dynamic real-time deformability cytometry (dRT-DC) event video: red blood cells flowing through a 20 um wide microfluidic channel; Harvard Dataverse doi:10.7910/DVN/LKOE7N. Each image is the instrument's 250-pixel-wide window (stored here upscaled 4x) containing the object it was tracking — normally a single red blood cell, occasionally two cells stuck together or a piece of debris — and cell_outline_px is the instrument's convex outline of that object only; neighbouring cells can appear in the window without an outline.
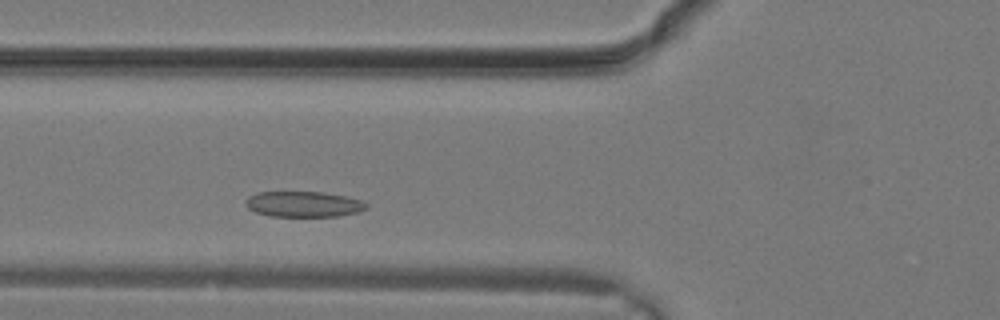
{"species": "common noctule bat (a hibernating species)", "species_latin": "Nyctalus noctula", "temperature_condition": "warm", "stored_images_in_passage": 3, "camera_frame_rate_fps": 3000, "um_per_image_px": 0.085, "animal": {"sex": "male", "body_mass_g": 19.2, "forearm_length_mm": 51.8}, "frame": {"image": 1, "passage_image": 3, "time_ms": 0.667, "image_size_px": [1000, 320], "cell_outline_px": [[368, 208], [356, 212], [340, 216], [268, 216], [256, 212], [248, 208], [244, 204], [244, 200], [248, 196], [256, 192], [320, 192], [344, 196], [364, 200], [368, 204]], "centroid_in_image_um": [25.78, 17.35], "position_along_channel_um": 100.0, "area_um2": 18.15}}